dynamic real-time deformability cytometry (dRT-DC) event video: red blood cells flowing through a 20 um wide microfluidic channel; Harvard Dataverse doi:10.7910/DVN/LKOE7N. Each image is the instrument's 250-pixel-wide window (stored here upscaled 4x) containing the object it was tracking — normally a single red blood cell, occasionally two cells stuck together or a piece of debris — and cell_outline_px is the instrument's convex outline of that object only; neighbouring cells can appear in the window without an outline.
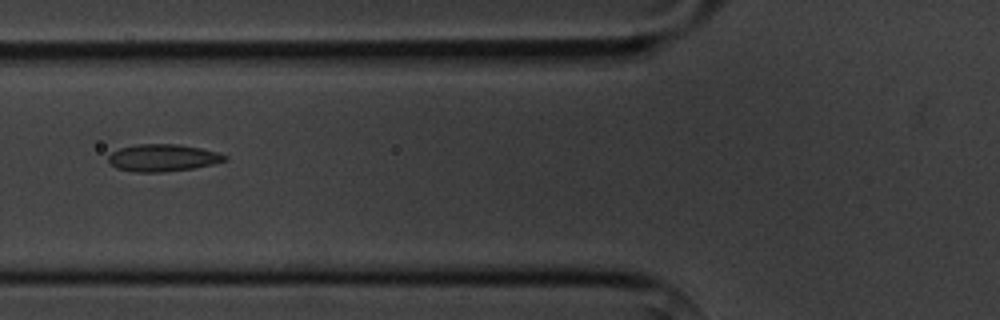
{"species": "common noctule bat (a hibernating species)", "species_latin": "Nyctalus noctula", "temperature_condition": "cold", "stored_images_in_passage": 4, "camera_frame_rate_fps": 3000, "um_per_image_px": 0.085, "animal": {"sex": "male", "body_mass_g": 20.1, "forearm_length_mm": 53.5}, "frame": {"image": 1, "passage_image": 2, "time_ms": 1.0, "image_size_px": [1000, 320], "cell_outline_px": [[228, 160], [212, 164], [192, 168], [160, 172], [132, 172], [116, 168], [108, 164], [108, 156], [112, 152], [120, 148], [136, 144], [180, 144], [200, 148], [216, 152], [228, 156]], "centroid_in_image_um": [13.8, 13.41], "position_along_channel_um": 112.0, "area_um2": 18.5}}
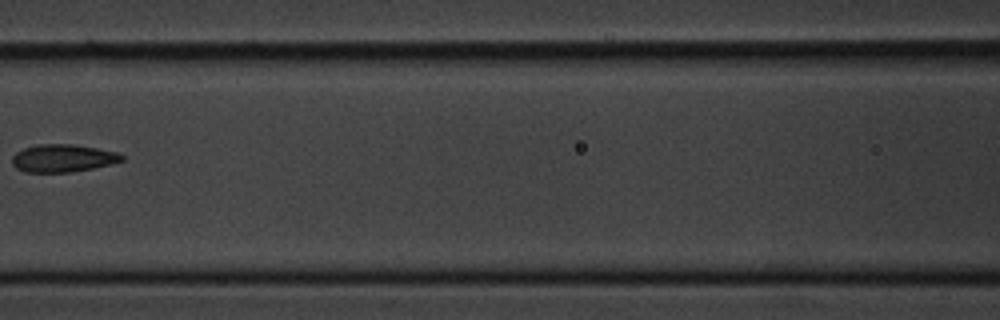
{"frame": {"image": 2, "passage_image": 3, "time_ms": 2.333, "image_size_px": [1000, 320], "cell_outline_px": [[124, 160], [92, 168], [72, 172], [24, 172], [16, 168], [12, 164], [12, 156], [16, 152], [24, 148], [36, 144], [72, 144], [120, 152], [124, 156]], "centroid_in_image_um": [5.32, 13.44], "position_along_channel_um": 161.3, "area_um2": 17.74}}
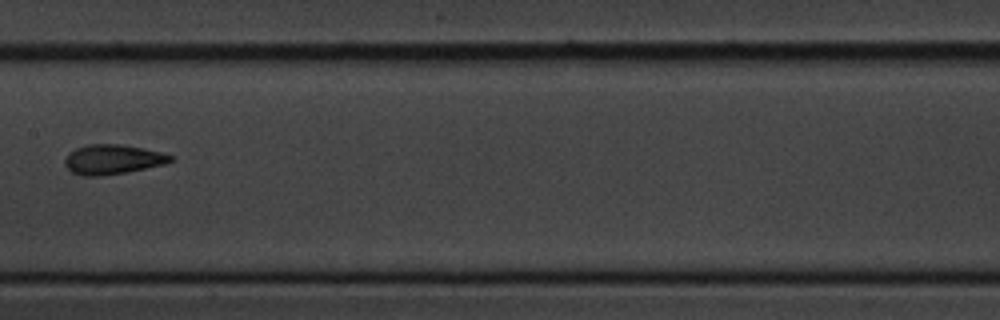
{"frame": {"image": 3, "passage_image": 4, "time_ms": 3.333, "image_size_px": [1000, 320], "cell_outline_px": [[176, 156], [172, 160], [164, 164], [124, 172], [100, 176], [84, 176], [72, 172], [64, 164], [64, 160], [68, 152], [76, 148], [88, 144], [120, 144], [144, 148]], "centroid_in_image_um": [9.55, 13.54], "position_along_channel_um": 197.8, "area_um2": 18.21}}